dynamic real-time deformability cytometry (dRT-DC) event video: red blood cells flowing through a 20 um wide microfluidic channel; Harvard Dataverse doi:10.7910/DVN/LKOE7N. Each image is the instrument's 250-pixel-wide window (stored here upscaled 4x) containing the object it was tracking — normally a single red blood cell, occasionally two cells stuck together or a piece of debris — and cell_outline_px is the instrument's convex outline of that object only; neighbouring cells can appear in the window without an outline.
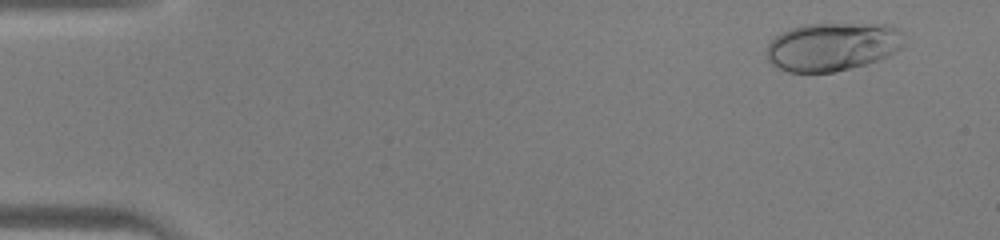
{"species": "human", "species_latin": "Homo sapiens", "temperature_condition": "warm", "stored_images_in_passage": 40, "camera_frame_rate_fps": 3000, "um_per_image_px": 0.085, "donor": {"sex": "male"}, "frame": {"image": 1, "passage_image": 3, "time_ms": 0.667, "image_size_px": [1000, 240], "cell_outline_px": [[904, 44], [896, 52], [888, 56], [864, 64], [832, 72], [788, 72], [772, 64], [768, 60], [768, 44], [776, 36], [800, 24], [892, 24], [900, 28]], "centroid_in_image_um": [70.8, 3.95], "position_along_channel_um": 14.2, "area_um2": 38.55}}
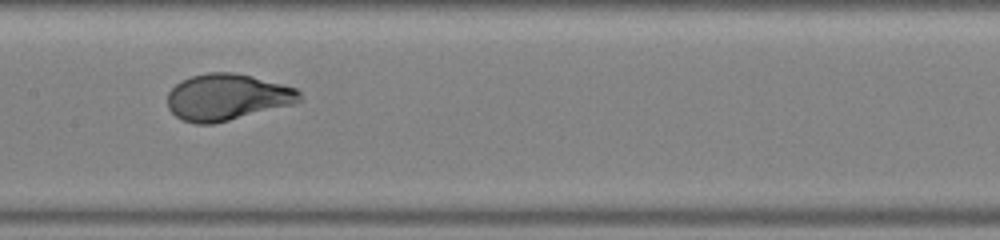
{"frame": {"image": 2, "passage_image": 23, "time_ms": 7.333, "image_size_px": [1000, 240], "cell_outline_px": [[300, 100], [292, 104], [212, 124], [196, 124], [184, 120], [176, 116], [168, 108], [168, 92], [180, 80], [192, 76], [208, 72], [232, 72], [252, 76], [296, 88], [300, 92]], "centroid_in_image_um": [19.27, 8.24], "position_along_channel_um": 188.1, "area_um2": 35.37}}
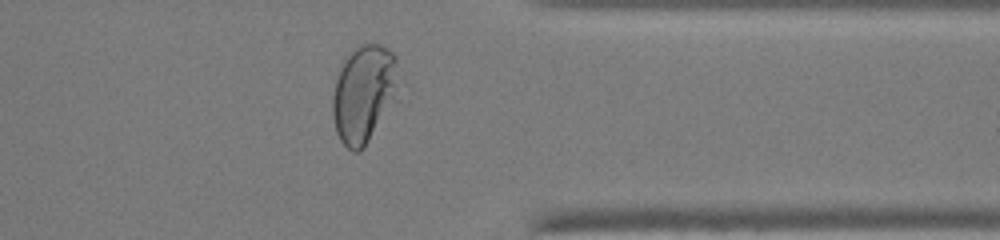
{"frame": {"image": 3, "passage_image": 36, "time_ms": 11.667, "image_size_px": [1000, 240], "cell_outline_px": [[396, 60], [392, 96], [364, 148], [356, 152], [352, 152], [340, 140], [336, 132], [332, 112], [332, 96], [336, 80], [340, 68], [352, 48], [364, 40], [380, 44], [388, 48], [396, 56]], "centroid_in_image_um": [30.81, 7.88], "position_along_channel_um": 380.6, "area_um2": 36.07}}